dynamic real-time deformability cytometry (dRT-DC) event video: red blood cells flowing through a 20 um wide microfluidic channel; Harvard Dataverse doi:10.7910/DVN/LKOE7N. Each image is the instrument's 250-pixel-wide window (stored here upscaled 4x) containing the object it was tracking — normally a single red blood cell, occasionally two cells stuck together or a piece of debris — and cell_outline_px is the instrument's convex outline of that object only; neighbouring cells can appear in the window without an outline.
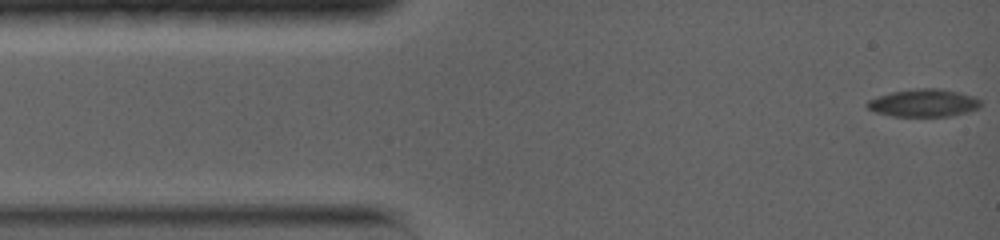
{"species": "common noctule bat (a hibernating species)", "species_latin": "Nyctalus noctula", "temperature_condition": "warm", "stored_images_in_passage": 90, "camera_frame_rate_fps": 5000, "um_per_image_px": 0.085, "animal": {"sex": "female", "body_mass_g": 19.0, "forearm_length_mm": 56.7}, "frame": {"image": 1, "passage_image": 1, "time_ms": 0.0, "image_size_px": [1000, 240], "cell_outline_px": [[980, 108], [968, 112], [948, 116], [892, 116], [876, 112], [868, 108], [864, 104], [868, 100], [876, 96], [892, 92], [912, 88], [940, 88], [960, 92], [972, 96], [980, 100]], "centroid_in_image_um": [78.49, 8.74], "position_along_channel_um": 6.5, "area_um2": 18.44}}
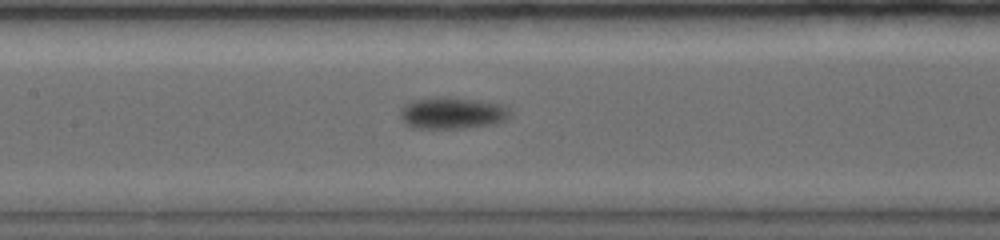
{"frame": {"image": 2, "passage_image": 34, "time_ms": 6.6, "image_size_px": [1000, 240], "cell_outline_px": [[508, 116], [504, 120], [496, 124], [460, 128], [412, 128], [404, 124], [400, 116], [400, 112], [404, 104], [412, 100], [444, 96], [480, 100], [504, 104], [508, 108]], "centroid_in_image_um": [38.41, 9.6], "position_along_channel_um": 169.0, "area_um2": 20.46}}
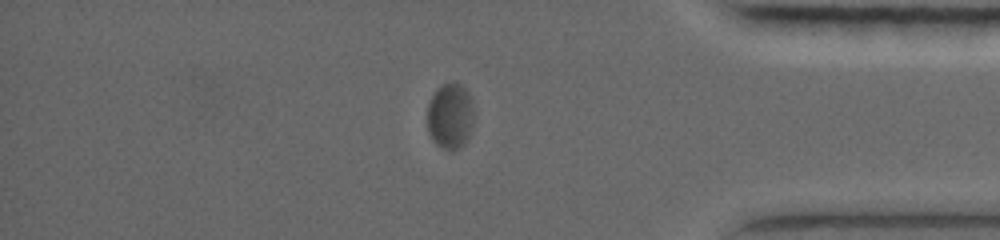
{"frame": {"image": 3, "passage_image": 68, "time_ms": 13.4, "image_size_px": [1000, 240], "cell_outline_px": [[472, 124], [468, 136], [464, 144], [452, 152], [436, 144], [432, 140], [428, 132], [428, 100], [436, 88], [452, 80], [460, 84], [468, 92], [472, 104]], "centroid_in_image_um": [38.24, 9.84], "position_along_channel_um": 397.0, "area_um2": 17.98}, "authors_computed_cell_mechanics": {"area_um2": 18.8717, "velocity_mm_per_s": 3.6627, "shape_relaxation_time_tau1_ms": 5.4953, "shape_relaxation_time_tau2_ms": null, "deformation_change_tau1": 0.1889, "deformation_change_tau2": null}}